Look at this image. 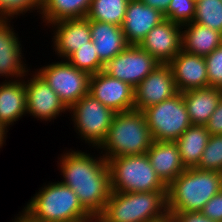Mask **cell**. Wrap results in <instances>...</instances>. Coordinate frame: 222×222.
Segmentation results:
<instances>
[{"mask_svg":"<svg viewBox=\"0 0 222 222\" xmlns=\"http://www.w3.org/2000/svg\"><path fill=\"white\" fill-rule=\"evenodd\" d=\"M222 44V33L195 22L182 25V50L207 56Z\"/></svg>","mask_w":222,"mask_h":222,"instance_id":"603a6c76","label":"cell"},{"mask_svg":"<svg viewBox=\"0 0 222 222\" xmlns=\"http://www.w3.org/2000/svg\"><path fill=\"white\" fill-rule=\"evenodd\" d=\"M60 60L37 69L34 68V70L57 93L60 100L69 109L89 93L90 75L72 66L67 60Z\"/></svg>","mask_w":222,"mask_h":222,"instance_id":"9c48e42d","label":"cell"},{"mask_svg":"<svg viewBox=\"0 0 222 222\" xmlns=\"http://www.w3.org/2000/svg\"><path fill=\"white\" fill-rule=\"evenodd\" d=\"M192 125H205L222 98V89L207 87L182 93Z\"/></svg>","mask_w":222,"mask_h":222,"instance_id":"7402d4cb","label":"cell"},{"mask_svg":"<svg viewBox=\"0 0 222 222\" xmlns=\"http://www.w3.org/2000/svg\"><path fill=\"white\" fill-rule=\"evenodd\" d=\"M53 53L57 59H67L79 47L91 40L90 20L84 18L64 19L50 24ZM53 28V29H52ZM60 57V58H59Z\"/></svg>","mask_w":222,"mask_h":222,"instance_id":"2e32d148","label":"cell"},{"mask_svg":"<svg viewBox=\"0 0 222 222\" xmlns=\"http://www.w3.org/2000/svg\"><path fill=\"white\" fill-rule=\"evenodd\" d=\"M9 130L0 123V149L5 145Z\"/></svg>","mask_w":222,"mask_h":222,"instance_id":"74e56055","label":"cell"},{"mask_svg":"<svg viewBox=\"0 0 222 222\" xmlns=\"http://www.w3.org/2000/svg\"><path fill=\"white\" fill-rule=\"evenodd\" d=\"M167 191L112 192L100 222H166Z\"/></svg>","mask_w":222,"mask_h":222,"instance_id":"7a4b0ae2","label":"cell"},{"mask_svg":"<svg viewBox=\"0 0 222 222\" xmlns=\"http://www.w3.org/2000/svg\"><path fill=\"white\" fill-rule=\"evenodd\" d=\"M201 212L213 221L222 222V190L205 204Z\"/></svg>","mask_w":222,"mask_h":222,"instance_id":"d6a6232c","label":"cell"},{"mask_svg":"<svg viewBox=\"0 0 222 222\" xmlns=\"http://www.w3.org/2000/svg\"><path fill=\"white\" fill-rule=\"evenodd\" d=\"M196 168L222 173V134L210 136Z\"/></svg>","mask_w":222,"mask_h":222,"instance_id":"f1b7e54d","label":"cell"},{"mask_svg":"<svg viewBox=\"0 0 222 222\" xmlns=\"http://www.w3.org/2000/svg\"><path fill=\"white\" fill-rule=\"evenodd\" d=\"M209 87L222 89V44L212 51L209 55L204 56Z\"/></svg>","mask_w":222,"mask_h":222,"instance_id":"1f68e13d","label":"cell"},{"mask_svg":"<svg viewBox=\"0 0 222 222\" xmlns=\"http://www.w3.org/2000/svg\"><path fill=\"white\" fill-rule=\"evenodd\" d=\"M75 132L89 147L99 148L105 141L115 112L95 99L90 93L68 109ZM84 140V141H83Z\"/></svg>","mask_w":222,"mask_h":222,"instance_id":"52a82bcc","label":"cell"},{"mask_svg":"<svg viewBox=\"0 0 222 222\" xmlns=\"http://www.w3.org/2000/svg\"><path fill=\"white\" fill-rule=\"evenodd\" d=\"M129 0H91L86 18L122 26Z\"/></svg>","mask_w":222,"mask_h":222,"instance_id":"484cf974","label":"cell"},{"mask_svg":"<svg viewBox=\"0 0 222 222\" xmlns=\"http://www.w3.org/2000/svg\"><path fill=\"white\" fill-rule=\"evenodd\" d=\"M159 65L161 63L139 45H128L104 65L103 71L136 88Z\"/></svg>","mask_w":222,"mask_h":222,"instance_id":"8fae6325","label":"cell"},{"mask_svg":"<svg viewBox=\"0 0 222 222\" xmlns=\"http://www.w3.org/2000/svg\"><path fill=\"white\" fill-rule=\"evenodd\" d=\"M146 154L151 166L167 186L186 170L176 142L153 140Z\"/></svg>","mask_w":222,"mask_h":222,"instance_id":"d6986e66","label":"cell"},{"mask_svg":"<svg viewBox=\"0 0 222 222\" xmlns=\"http://www.w3.org/2000/svg\"><path fill=\"white\" fill-rule=\"evenodd\" d=\"M12 222H38L33 220L29 215H27L23 210L16 214L15 218L12 219Z\"/></svg>","mask_w":222,"mask_h":222,"instance_id":"8d00e7d4","label":"cell"},{"mask_svg":"<svg viewBox=\"0 0 222 222\" xmlns=\"http://www.w3.org/2000/svg\"><path fill=\"white\" fill-rule=\"evenodd\" d=\"M152 142L143 111L133 109L115 113L105 141L96 150L111 159L144 154Z\"/></svg>","mask_w":222,"mask_h":222,"instance_id":"277c9868","label":"cell"},{"mask_svg":"<svg viewBox=\"0 0 222 222\" xmlns=\"http://www.w3.org/2000/svg\"><path fill=\"white\" fill-rule=\"evenodd\" d=\"M26 203L22 210L38 222H75L90 216L74 190L59 180L45 183Z\"/></svg>","mask_w":222,"mask_h":222,"instance_id":"5b68a950","label":"cell"},{"mask_svg":"<svg viewBox=\"0 0 222 222\" xmlns=\"http://www.w3.org/2000/svg\"><path fill=\"white\" fill-rule=\"evenodd\" d=\"M165 20L159 10L147 6L141 0H129L122 31L129 45H139L148 32Z\"/></svg>","mask_w":222,"mask_h":222,"instance_id":"ac0fdd59","label":"cell"},{"mask_svg":"<svg viewBox=\"0 0 222 222\" xmlns=\"http://www.w3.org/2000/svg\"><path fill=\"white\" fill-rule=\"evenodd\" d=\"M153 140L175 142L192 123L181 92L143 110Z\"/></svg>","mask_w":222,"mask_h":222,"instance_id":"ba28073f","label":"cell"},{"mask_svg":"<svg viewBox=\"0 0 222 222\" xmlns=\"http://www.w3.org/2000/svg\"><path fill=\"white\" fill-rule=\"evenodd\" d=\"M90 31L91 40L104 65L129 45L121 26L90 20Z\"/></svg>","mask_w":222,"mask_h":222,"instance_id":"44dd1931","label":"cell"},{"mask_svg":"<svg viewBox=\"0 0 222 222\" xmlns=\"http://www.w3.org/2000/svg\"><path fill=\"white\" fill-rule=\"evenodd\" d=\"M112 192L167 191V185L157 175L146 153L106 159Z\"/></svg>","mask_w":222,"mask_h":222,"instance_id":"8992f818","label":"cell"},{"mask_svg":"<svg viewBox=\"0 0 222 222\" xmlns=\"http://www.w3.org/2000/svg\"><path fill=\"white\" fill-rule=\"evenodd\" d=\"M222 190V173L188 168L167 186V212L201 211Z\"/></svg>","mask_w":222,"mask_h":222,"instance_id":"3957f363","label":"cell"},{"mask_svg":"<svg viewBox=\"0 0 222 222\" xmlns=\"http://www.w3.org/2000/svg\"><path fill=\"white\" fill-rule=\"evenodd\" d=\"M210 136L205 125H191L175 141L186 169L197 167Z\"/></svg>","mask_w":222,"mask_h":222,"instance_id":"cb8c5ba5","label":"cell"},{"mask_svg":"<svg viewBox=\"0 0 222 222\" xmlns=\"http://www.w3.org/2000/svg\"><path fill=\"white\" fill-rule=\"evenodd\" d=\"M11 20L0 19V78L16 80L30 72L22 51V42ZM25 59V60H23ZM25 61V62H24Z\"/></svg>","mask_w":222,"mask_h":222,"instance_id":"4fadbf2b","label":"cell"},{"mask_svg":"<svg viewBox=\"0 0 222 222\" xmlns=\"http://www.w3.org/2000/svg\"><path fill=\"white\" fill-rule=\"evenodd\" d=\"M92 40L87 45L79 47L66 60L74 67L89 75L96 74L104 69Z\"/></svg>","mask_w":222,"mask_h":222,"instance_id":"4316f807","label":"cell"},{"mask_svg":"<svg viewBox=\"0 0 222 222\" xmlns=\"http://www.w3.org/2000/svg\"><path fill=\"white\" fill-rule=\"evenodd\" d=\"M97 153L91 155L87 151L70 148L60 157L58 155L56 166L63 178L60 182L74 190L90 215L99 216L109 199L111 187L108 163L100 152Z\"/></svg>","mask_w":222,"mask_h":222,"instance_id":"6da1fadb","label":"cell"},{"mask_svg":"<svg viewBox=\"0 0 222 222\" xmlns=\"http://www.w3.org/2000/svg\"><path fill=\"white\" fill-rule=\"evenodd\" d=\"M27 115L24 78L0 82V123L10 130L11 125Z\"/></svg>","mask_w":222,"mask_h":222,"instance_id":"ffe728a7","label":"cell"},{"mask_svg":"<svg viewBox=\"0 0 222 222\" xmlns=\"http://www.w3.org/2000/svg\"><path fill=\"white\" fill-rule=\"evenodd\" d=\"M195 12V0H171L164 17L172 22L184 25L193 22Z\"/></svg>","mask_w":222,"mask_h":222,"instance_id":"4dcf8cb0","label":"cell"},{"mask_svg":"<svg viewBox=\"0 0 222 222\" xmlns=\"http://www.w3.org/2000/svg\"><path fill=\"white\" fill-rule=\"evenodd\" d=\"M147 6L155 8L163 14L168 10L171 0H141Z\"/></svg>","mask_w":222,"mask_h":222,"instance_id":"d590c367","label":"cell"},{"mask_svg":"<svg viewBox=\"0 0 222 222\" xmlns=\"http://www.w3.org/2000/svg\"><path fill=\"white\" fill-rule=\"evenodd\" d=\"M91 0H42L41 22L47 27L64 19L87 16Z\"/></svg>","mask_w":222,"mask_h":222,"instance_id":"d4e9b609","label":"cell"},{"mask_svg":"<svg viewBox=\"0 0 222 222\" xmlns=\"http://www.w3.org/2000/svg\"><path fill=\"white\" fill-rule=\"evenodd\" d=\"M75 222H100V218L99 216H96V215H90L89 217H86L84 219H81Z\"/></svg>","mask_w":222,"mask_h":222,"instance_id":"f35d334b","label":"cell"},{"mask_svg":"<svg viewBox=\"0 0 222 222\" xmlns=\"http://www.w3.org/2000/svg\"><path fill=\"white\" fill-rule=\"evenodd\" d=\"M139 46L161 64H168L182 50V25L168 19L153 27Z\"/></svg>","mask_w":222,"mask_h":222,"instance_id":"9a60e30c","label":"cell"},{"mask_svg":"<svg viewBox=\"0 0 222 222\" xmlns=\"http://www.w3.org/2000/svg\"><path fill=\"white\" fill-rule=\"evenodd\" d=\"M134 91L131 85L103 70L89 78V93L115 113L134 109Z\"/></svg>","mask_w":222,"mask_h":222,"instance_id":"7c38bea8","label":"cell"},{"mask_svg":"<svg viewBox=\"0 0 222 222\" xmlns=\"http://www.w3.org/2000/svg\"><path fill=\"white\" fill-rule=\"evenodd\" d=\"M169 222H216L206 217L201 211L168 212Z\"/></svg>","mask_w":222,"mask_h":222,"instance_id":"836d02e7","label":"cell"},{"mask_svg":"<svg viewBox=\"0 0 222 222\" xmlns=\"http://www.w3.org/2000/svg\"><path fill=\"white\" fill-rule=\"evenodd\" d=\"M24 81L28 116H33L37 121L46 123L52 122V120L54 122L57 117L68 113V108L60 100L57 93L36 71L30 70V74L28 72L25 75Z\"/></svg>","mask_w":222,"mask_h":222,"instance_id":"30bf717a","label":"cell"},{"mask_svg":"<svg viewBox=\"0 0 222 222\" xmlns=\"http://www.w3.org/2000/svg\"><path fill=\"white\" fill-rule=\"evenodd\" d=\"M178 92L209 87L203 56L181 50L169 63Z\"/></svg>","mask_w":222,"mask_h":222,"instance_id":"e0dca14e","label":"cell"},{"mask_svg":"<svg viewBox=\"0 0 222 222\" xmlns=\"http://www.w3.org/2000/svg\"><path fill=\"white\" fill-rule=\"evenodd\" d=\"M178 93L172 70L168 64L159 65L134 91V109L143 111Z\"/></svg>","mask_w":222,"mask_h":222,"instance_id":"5bb4252c","label":"cell"},{"mask_svg":"<svg viewBox=\"0 0 222 222\" xmlns=\"http://www.w3.org/2000/svg\"><path fill=\"white\" fill-rule=\"evenodd\" d=\"M205 127L210 135L222 134V98L219 101L217 108L210 116V119L205 124Z\"/></svg>","mask_w":222,"mask_h":222,"instance_id":"e575fe53","label":"cell"},{"mask_svg":"<svg viewBox=\"0 0 222 222\" xmlns=\"http://www.w3.org/2000/svg\"><path fill=\"white\" fill-rule=\"evenodd\" d=\"M41 9L42 0H0V19L15 20L28 11L40 16Z\"/></svg>","mask_w":222,"mask_h":222,"instance_id":"f546056e","label":"cell"},{"mask_svg":"<svg viewBox=\"0 0 222 222\" xmlns=\"http://www.w3.org/2000/svg\"><path fill=\"white\" fill-rule=\"evenodd\" d=\"M193 22L222 33V0H198Z\"/></svg>","mask_w":222,"mask_h":222,"instance_id":"83f0119b","label":"cell"}]
</instances>
